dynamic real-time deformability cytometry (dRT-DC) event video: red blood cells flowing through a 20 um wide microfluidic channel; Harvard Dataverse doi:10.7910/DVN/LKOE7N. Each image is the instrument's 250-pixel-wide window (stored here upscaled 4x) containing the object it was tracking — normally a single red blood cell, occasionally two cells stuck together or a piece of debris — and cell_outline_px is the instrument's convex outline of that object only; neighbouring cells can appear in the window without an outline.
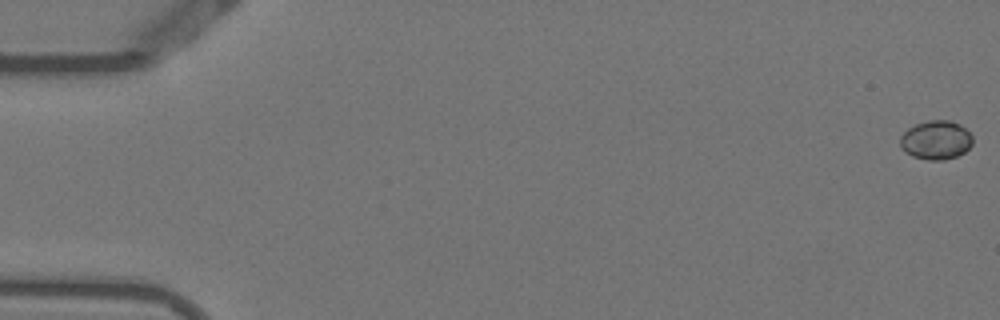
{"species": "Egyptian fruit bat (a non-hibernating species)", "species_latin": "Rousettus aegyptiacus", "temperature_condition": "warm", "stored_images_in_passage": 54, "camera_frame_rate_fps": 3000, "um_per_image_px": 0.085, "animal": {"sex": "female"}, "frame": {"image": 1, "passage_image": 1, "time_ms": 0.0, "image_size_px": [1000, 320], "cell_outline_px": [[972, 144], [964, 152], [956, 156], [944, 160], [928, 160], [912, 156], [900, 148], [900, 136], [908, 128], [916, 124], [928, 120], [952, 120], [960, 124], [972, 136]], "centroid_in_image_um": [79.54, 11.9], "position_along_channel_um": 5.5, "area_um2": 16.47}}
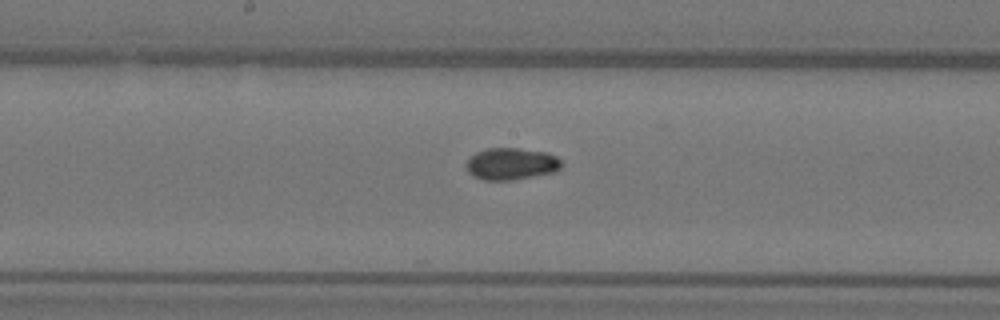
{"frame": {"image": 2, "passage_image": 29, "time_ms": 9.333, "image_size_px": [1000, 320], "cell_outline_px": [[560, 168], [556, 172], [512, 180], [484, 180], [472, 176], [468, 172], [464, 164], [476, 152], [488, 148], [516, 148], [548, 152], [556, 156], [560, 160]], "centroid_in_image_um": [43.44, 13.93], "position_along_channel_um": 204.8, "area_um2": 17.8}}
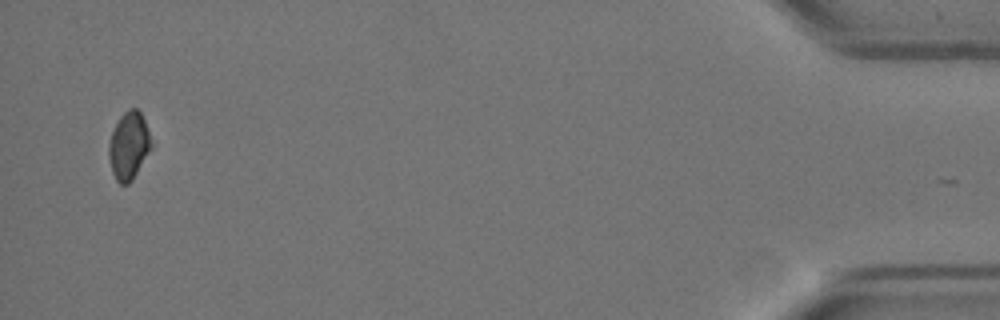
{"frame": {"image": 3, "passage_image": 53, "time_ms": 17.333, "image_size_px": [1000, 320], "cell_outline_px": [[152, 148], [132, 180], [128, 184], [120, 184], [116, 180], [112, 172], [108, 156], [108, 144], [112, 132], [120, 116], [128, 108], [136, 108], [140, 112], [144, 120], [152, 144]], "centroid_in_image_um": [10.93, 12.39], "position_along_channel_um": 424.3, "area_um2": 16.65}, "authors_computed_cell_mechanics": {"area_um2": 17.1088, "velocity_mm_per_s": 3.8006, "shape_relaxation_time_tau1_ms": 5.7261, "shape_relaxation_time_tau2_ms": 5.1964, "deformation_change_tau1": 0.1061, "deformation_change_tau2": 0.086}}